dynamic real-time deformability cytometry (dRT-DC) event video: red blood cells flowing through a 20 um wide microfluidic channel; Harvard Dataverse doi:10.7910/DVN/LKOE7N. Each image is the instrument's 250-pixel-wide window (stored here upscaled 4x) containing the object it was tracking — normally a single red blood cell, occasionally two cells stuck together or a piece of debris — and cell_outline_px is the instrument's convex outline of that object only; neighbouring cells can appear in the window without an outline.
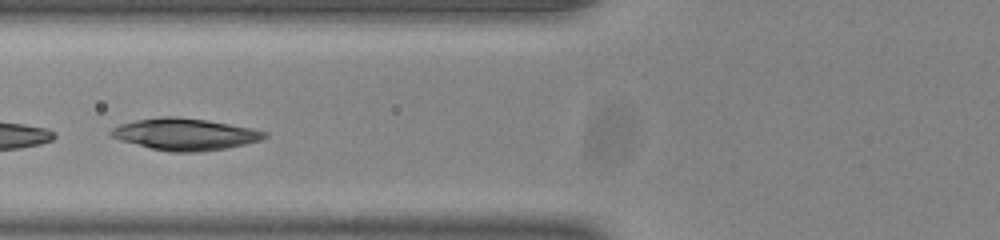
{"species": "common noctule bat (a hibernating species)", "species_latin": "Nyctalus noctula", "temperature_condition": "room temperature", "stored_images_in_passage": 19, "camera_frame_rate_fps": 3000, "um_per_image_px": 0.085, "animal": {"sex": "male", "body_mass_g": 20.0, "forearm_length_mm": 53.3}, "frame": {"image": 1, "passage_image": 15, "time_ms": 4.667, "image_size_px": [1000, 240], "cell_outline_px": [[268, 136], [260, 140], [228, 148], [196, 152], [172, 152], [152, 148], [120, 140], [112, 136], [108, 132], [112, 128], [120, 124], [136, 120], [164, 116], [176, 116], [208, 120], [252, 128], [268, 132]], "centroid_in_image_um": [15.74, 11.4], "position_along_channel_um": 110.1, "area_um2": 28.32}}